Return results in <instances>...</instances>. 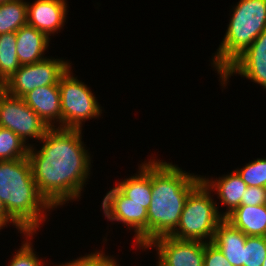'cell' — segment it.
<instances>
[{
	"label": "cell",
	"mask_w": 266,
	"mask_h": 266,
	"mask_svg": "<svg viewBox=\"0 0 266 266\" xmlns=\"http://www.w3.org/2000/svg\"><path fill=\"white\" fill-rule=\"evenodd\" d=\"M82 134L81 129L50 128L38 141L40 150L34 144L29 147L27 158L38 191L54 209L82 196L90 177L92 158Z\"/></svg>",
	"instance_id": "cell-1"
},
{
	"label": "cell",
	"mask_w": 266,
	"mask_h": 266,
	"mask_svg": "<svg viewBox=\"0 0 266 266\" xmlns=\"http://www.w3.org/2000/svg\"><path fill=\"white\" fill-rule=\"evenodd\" d=\"M201 181V175L186 172L172 162L151 159L152 200L147 215V246L176 230L188 195Z\"/></svg>",
	"instance_id": "cell-2"
},
{
	"label": "cell",
	"mask_w": 266,
	"mask_h": 266,
	"mask_svg": "<svg viewBox=\"0 0 266 266\" xmlns=\"http://www.w3.org/2000/svg\"><path fill=\"white\" fill-rule=\"evenodd\" d=\"M0 200L26 231L36 233L54 208L38 191L28 158L0 161ZM43 221V222H42Z\"/></svg>",
	"instance_id": "cell-3"
},
{
	"label": "cell",
	"mask_w": 266,
	"mask_h": 266,
	"mask_svg": "<svg viewBox=\"0 0 266 266\" xmlns=\"http://www.w3.org/2000/svg\"><path fill=\"white\" fill-rule=\"evenodd\" d=\"M232 9L224 38L211 60L219 76L266 30V0H240Z\"/></svg>",
	"instance_id": "cell-4"
},
{
	"label": "cell",
	"mask_w": 266,
	"mask_h": 266,
	"mask_svg": "<svg viewBox=\"0 0 266 266\" xmlns=\"http://www.w3.org/2000/svg\"><path fill=\"white\" fill-rule=\"evenodd\" d=\"M211 194L203 181L190 192L176 230L170 236L180 240L212 242L216 228L224 218Z\"/></svg>",
	"instance_id": "cell-5"
},
{
	"label": "cell",
	"mask_w": 266,
	"mask_h": 266,
	"mask_svg": "<svg viewBox=\"0 0 266 266\" xmlns=\"http://www.w3.org/2000/svg\"><path fill=\"white\" fill-rule=\"evenodd\" d=\"M72 66L59 78L58 86L61 97L62 128L81 129L83 122L102 114V106L98 103L91 89L74 77Z\"/></svg>",
	"instance_id": "cell-6"
},
{
	"label": "cell",
	"mask_w": 266,
	"mask_h": 266,
	"mask_svg": "<svg viewBox=\"0 0 266 266\" xmlns=\"http://www.w3.org/2000/svg\"><path fill=\"white\" fill-rule=\"evenodd\" d=\"M63 58H45L39 62L21 65L4 84L10 95L23 98L35 88L58 85L59 78L68 70L71 63Z\"/></svg>",
	"instance_id": "cell-7"
},
{
	"label": "cell",
	"mask_w": 266,
	"mask_h": 266,
	"mask_svg": "<svg viewBox=\"0 0 266 266\" xmlns=\"http://www.w3.org/2000/svg\"><path fill=\"white\" fill-rule=\"evenodd\" d=\"M0 127L17 134L29 147L28 139L41 140L50 129L47 124L25 103L23 98L0 94Z\"/></svg>",
	"instance_id": "cell-8"
},
{
	"label": "cell",
	"mask_w": 266,
	"mask_h": 266,
	"mask_svg": "<svg viewBox=\"0 0 266 266\" xmlns=\"http://www.w3.org/2000/svg\"><path fill=\"white\" fill-rule=\"evenodd\" d=\"M101 208L108 221L124 223L129 230H134V244L147 248V215L145 204H137L127 198L116 186L107 191Z\"/></svg>",
	"instance_id": "cell-9"
},
{
	"label": "cell",
	"mask_w": 266,
	"mask_h": 266,
	"mask_svg": "<svg viewBox=\"0 0 266 266\" xmlns=\"http://www.w3.org/2000/svg\"><path fill=\"white\" fill-rule=\"evenodd\" d=\"M235 74L266 89V30L221 73L219 81L224 89Z\"/></svg>",
	"instance_id": "cell-10"
},
{
	"label": "cell",
	"mask_w": 266,
	"mask_h": 266,
	"mask_svg": "<svg viewBox=\"0 0 266 266\" xmlns=\"http://www.w3.org/2000/svg\"><path fill=\"white\" fill-rule=\"evenodd\" d=\"M205 243L165 236L155 239L146 249H156V266H204Z\"/></svg>",
	"instance_id": "cell-11"
},
{
	"label": "cell",
	"mask_w": 266,
	"mask_h": 266,
	"mask_svg": "<svg viewBox=\"0 0 266 266\" xmlns=\"http://www.w3.org/2000/svg\"><path fill=\"white\" fill-rule=\"evenodd\" d=\"M67 0H35L27 2V24L49 38L65 26Z\"/></svg>",
	"instance_id": "cell-12"
},
{
	"label": "cell",
	"mask_w": 266,
	"mask_h": 266,
	"mask_svg": "<svg viewBox=\"0 0 266 266\" xmlns=\"http://www.w3.org/2000/svg\"><path fill=\"white\" fill-rule=\"evenodd\" d=\"M23 100L49 128H62L61 97L58 85L35 88L27 93Z\"/></svg>",
	"instance_id": "cell-13"
},
{
	"label": "cell",
	"mask_w": 266,
	"mask_h": 266,
	"mask_svg": "<svg viewBox=\"0 0 266 266\" xmlns=\"http://www.w3.org/2000/svg\"><path fill=\"white\" fill-rule=\"evenodd\" d=\"M215 179V180H214ZM202 181L205 185L215 193L223 206H226L225 212H221V216L226 218L236 208L241 205L242 195L244 194L247 185L234 170L226 175L210 178L202 176Z\"/></svg>",
	"instance_id": "cell-14"
},
{
	"label": "cell",
	"mask_w": 266,
	"mask_h": 266,
	"mask_svg": "<svg viewBox=\"0 0 266 266\" xmlns=\"http://www.w3.org/2000/svg\"><path fill=\"white\" fill-rule=\"evenodd\" d=\"M16 52L21 65H29L47 58L44 56L48 50L50 38L26 24L16 31Z\"/></svg>",
	"instance_id": "cell-15"
},
{
	"label": "cell",
	"mask_w": 266,
	"mask_h": 266,
	"mask_svg": "<svg viewBox=\"0 0 266 266\" xmlns=\"http://www.w3.org/2000/svg\"><path fill=\"white\" fill-rule=\"evenodd\" d=\"M246 235L225 218L216 228L212 243L217 246L230 264L243 266V249Z\"/></svg>",
	"instance_id": "cell-16"
},
{
	"label": "cell",
	"mask_w": 266,
	"mask_h": 266,
	"mask_svg": "<svg viewBox=\"0 0 266 266\" xmlns=\"http://www.w3.org/2000/svg\"><path fill=\"white\" fill-rule=\"evenodd\" d=\"M138 167V174L122 179L115 186L133 202L145 204V208L148 210L152 200L151 158Z\"/></svg>",
	"instance_id": "cell-17"
},
{
	"label": "cell",
	"mask_w": 266,
	"mask_h": 266,
	"mask_svg": "<svg viewBox=\"0 0 266 266\" xmlns=\"http://www.w3.org/2000/svg\"><path fill=\"white\" fill-rule=\"evenodd\" d=\"M225 219L246 236L266 237V204L240 205Z\"/></svg>",
	"instance_id": "cell-18"
},
{
	"label": "cell",
	"mask_w": 266,
	"mask_h": 266,
	"mask_svg": "<svg viewBox=\"0 0 266 266\" xmlns=\"http://www.w3.org/2000/svg\"><path fill=\"white\" fill-rule=\"evenodd\" d=\"M27 24V2L12 0L0 3V34L16 32Z\"/></svg>",
	"instance_id": "cell-19"
},
{
	"label": "cell",
	"mask_w": 266,
	"mask_h": 266,
	"mask_svg": "<svg viewBox=\"0 0 266 266\" xmlns=\"http://www.w3.org/2000/svg\"><path fill=\"white\" fill-rule=\"evenodd\" d=\"M16 44V32L0 34V80L4 84L21 66Z\"/></svg>",
	"instance_id": "cell-20"
},
{
	"label": "cell",
	"mask_w": 266,
	"mask_h": 266,
	"mask_svg": "<svg viewBox=\"0 0 266 266\" xmlns=\"http://www.w3.org/2000/svg\"><path fill=\"white\" fill-rule=\"evenodd\" d=\"M29 146L13 131L0 127V161H10L28 156Z\"/></svg>",
	"instance_id": "cell-21"
},
{
	"label": "cell",
	"mask_w": 266,
	"mask_h": 266,
	"mask_svg": "<svg viewBox=\"0 0 266 266\" xmlns=\"http://www.w3.org/2000/svg\"><path fill=\"white\" fill-rule=\"evenodd\" d=\"M266 259V237L246 236L243 266H262Z\"/></svg>",
	"instance_id": "cell-22"
},
{
	"label": "cell",
	"mask_w": 266,
	"mask_h": 266,
	"mask_svg": "<svg viewBox=\"0 0 266 266\" xmlns=\"http://www.w3.org/2000/svg\"><path fill=\"white\" fill-rule=\"evenodd\" d=\"M235 171L247 186L266 187V157L248 162Z\"/></svg>",
	"instance_id": "cell-23"
},
{
	"label": "cell",
	"mask_w": 266,
	"mask_h": 266,
	"mask_svg": "<svg viewBox=\"0 0 266 266\" xmlns=\"http://www.w3.org/2000/svg\"><path fill=\"white\" fill-rule=\"evenodd\" d=\"M35 233L27 232L23 236L26 238L23 240L21 247L15 251L13 258L10 260L8 266H44L45 262L42 261L43 258H39L36 255V251L32 247L31 239Z\"/></svg>",
	"instance_id": "cell-24"
},
{
	"label": "cell",
	"mask_w": 266,
	"mask_h": 266,
	"mask_svg": "<svg viewBox=\"0 0 266 266\" xmlns=\"http://www.w3.org/2000/svg\"><path fill=\"white\" fill-rule=\"evenodd\" d=\"M117 260L112 256H108L102 250L91 252V254H85L73 261L61 263L55 266H119ZM54 266V265H53Z\"/></svg>",
	"instance_id": "cell-25"
},
{
	"label": "cell",
	"mask_w": 266,
	"mask_h": 266,
	"mask_svg": "<svg viewBox=\"0 0 266 266\" xmlns=\"http://www.w3.org/2000/svg\"><path fill=\"white\" fill-rule=\"evenodd\" d=\"M204 266H233L212 242L205 243Z\"/></svg>",
	"instance_id": "cell-26"
},
{
	"label": "cell",
	"mask_w": 266,
	"mask_h": 266,
	"mask_svg": "<svg viewBox=\"0 0 266 266\" xmlns=\"http://www.w3.org/2000/svg\"><path fill=\"white\" fill-rule=\"evenodd\" d=\"M266 204V187L247 186L242 195L241 205L259 206Z\"/></svg>",
	"instance_id": "cell-27"
},
{
	"label": "cell",
	"mask_w": 266,
	"mask_h": 266,
	"mask_svg": "<svg viewBox=\"0 0 266 266\" xmlns=\"http://www.w3.org/2000/svg\"><path fill=\"white\" fill-rule=\"evenodd\" d=\"M12 224L14 225L15 228L20 231V234H25L27 233L8 213L5 208V205L3 202L0 200V227L3 229L7 227V225Z\"/></svg>",
	"instance_id": "cell-28"
},
{
	"label": "cell",
	"mask_w": 266,
	"mask_h": 266,
	"mask_svg": "<svg viewBox=\"0 0 266 266\" xmlns=\"http://www.w3.org/2000/svg\"><path fill=\"white\" fill-rule=\"evenodd\" d=\"M4 91V83L0 80V94Z\"/></svg>",
	"instance_id": "cell-29"
},
{
	"label": "cell",
	"mask_w": 266,
	"mask_h": 266,
	"mask_svg": "<svg viewBox=\"0 0 266 266\" xmlns=\"http://www.w3.org/2000/svg\"><path fill=\"white\" fill-rule=\"evenodd\" d=\"M8 1H12V0H0V3H4V2H8Z\"/></svg>",
	"instance_id": "cell-30"
},
{
	"label": "cell",
	"mask_w": 266,
	"mask_h": 266,
	"mask_svg": "<svg viewBox=\"0 0 266 266\" xmlns=\"http://www.w3.org/2000/svg\"><path fill=\"white\" fill-rule=\"evenodd\" d=\"M262 266H266V259H265V261H264V263H263V265Z\"/></svg>",
	"instance_id": "cell-31"
}]
</instances>
